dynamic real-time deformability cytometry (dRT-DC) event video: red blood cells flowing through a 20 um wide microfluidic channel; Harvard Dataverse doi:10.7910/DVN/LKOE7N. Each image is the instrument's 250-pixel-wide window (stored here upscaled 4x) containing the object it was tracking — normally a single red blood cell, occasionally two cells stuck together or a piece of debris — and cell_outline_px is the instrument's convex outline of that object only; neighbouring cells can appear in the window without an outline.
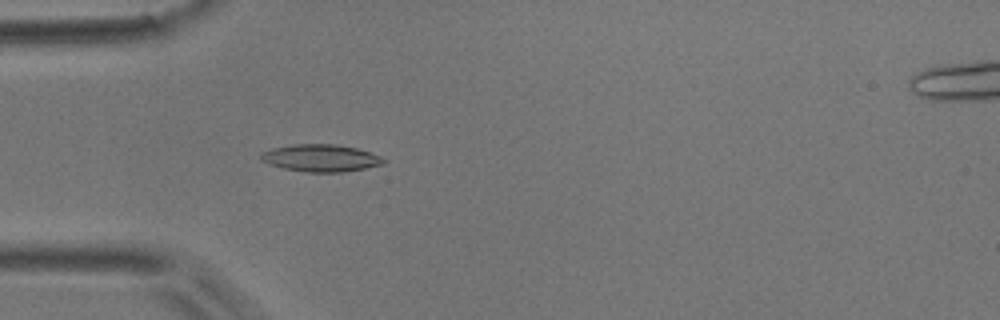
{"species": "common noctule bat (a hibernating species)", "species_latin": "Nyctalus noctula", "temperature_condition": "room temperature", "stored_images_in_passage": 53, "camera_frame_rate_fps": 3000, "um_per_image_px": 0.085, "animal": {"sex": "male", "body_mass_g": 17.9}, "frame": {"image": 1, "passage_image": 15, "time_ms": 4.667, "image_size_px": [1000, 320], "cell_outline_px": [[388, 160], [384, 164], [344, 172], [304, 172], [284, 168], [268, 164], [260, 160], [260, 152], [272, 148], [292, 144], [336, 144], [356, 148], [380, 156]], "centroid_in_image_um": [27.24, 13.43], "position_along_channel_um": 57.8, "area_um2": 19.59}}
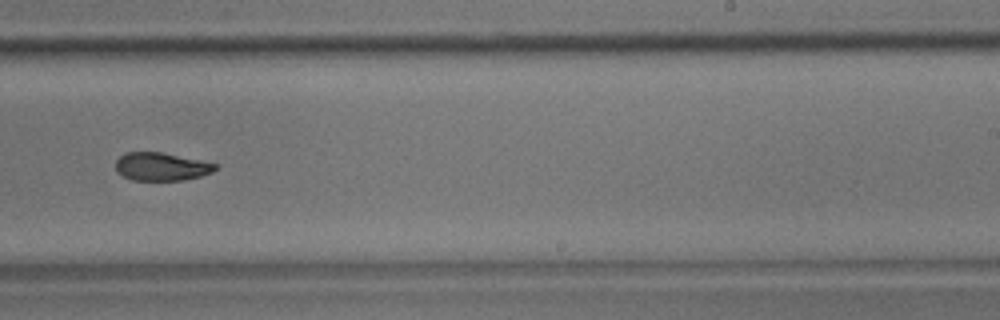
{"frame": {"image": 2, "passage_image": 33, "time_ms": 10.667, "image_size_px": [1000, 320], "cell_outline_px": [[220, 168], [212, 172], [200, 176], [184, 180], [132, 180], [116, 172], [116, 160], [124, 152], [160, 152], [220, 164]], "centroid_in_image_um": [13.74, 14.16], "position_along_channel_um": 275.3, "area_um2": 16.42}}
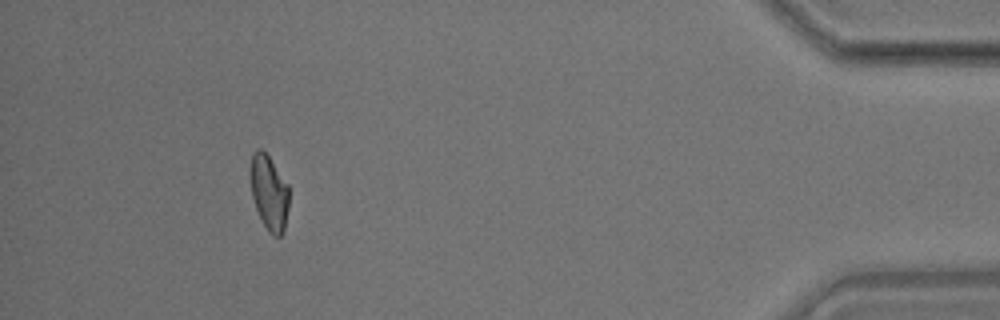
{"frame": {"image": 3, "passage_image": 49, "time_ms": 16.0, "image_size_px": [1000, 320], "cell_outline_px": [[288, 208], [284, 232], [280, 236], [272, 236], [268, 232], [260, 220], [252, 196], [248, 172], [252, 152], [256, 148], [260, 148], [268, 156], [288, 184]], "centroid_in_image_um": [22.84, 16.37], "position_along_channel_um": 412.4, "area_um2": 17.28}, "authors_computed_cell_mechanics": {"area_um2": 17.7446, "velocity_mm_per_s": 3.6954, "shape_relaxation_time_tau1_ms": null, "shape_relaxation_time_tau2_ms": 5.1126, "deformation_change_tau1": null, "deformation_change_tau2": 0.1156}}